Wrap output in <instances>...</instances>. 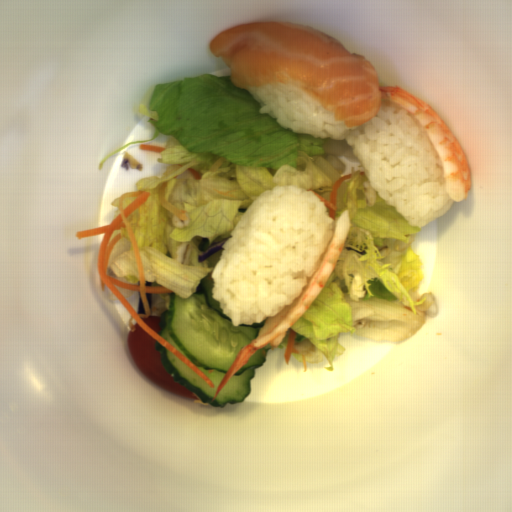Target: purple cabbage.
<instances>
[{
    "mask_svg": "<svg viewBox=\"0 0 512 512\" xmlns=\"http://www.w3.org/2000/svg\"><path fill=\"white\" fill-rule=\"evenodd\" d=\"M149 309L151 311L153 307L152 293H146Z\"/></svg>",
    "mask_w": 512,
    "mask_h": 512,
    "instance_id": "39781b68",
    "label": "purple cabbage"
},
{
    "mask_svg": "<svg viewBox=\"0 0 512 512\" xmlns=\"http://www.w3.org/2000/svg\"><path fill=\"white\" fill-rule=\"evenodd\" d=\"M146 286H152V281H145Z\"/></svg>",
    "mask_w": 512,
    "mask_h": 512,
    "instance_id": "9ea6ddef",
    "label": "purple cabbage"
},
{
    "mask_svg": "<svg viewBox=\"0 0 512 512\" xmlns=\"http://www.w3.org/2000/svg\"><path fill=\"white\" fill-rule=\"evenodd\" d=\"M137 314H146L142 294L138 291Z\"/></svg>",
    "mask_w": 512,
    "mask_h": 512,
    "instance_id": "f65ffa83",
    "label": "purple cabbage"
},
{
    "mask_svg": "<svg viewBox=\"0 0 512 512\" xmlns=\"http://www.w3.org/2000/svg\"><path fill=\"white\" fill-rule=\"evenodd\" d=\"M230 239V238H228ZM228 239H221L211 247H209L207 250H205L201 255L198 256L200 262H204L207 260L211 255L215 254L216 252L223 250L222 244L227 241Z\"/></svg>",
    "mask_w": 512,
    "mask_h": 512,
    "instance_id": "ea28d5fd",
    "label": "purple cabbage"
},
{
    "mask_svg": "<svg viewBox=\"0 0 512 512\" xmlns=\"http://www.w3.org/2000/svg\"><path fill=\"white\" fill-rule=\"evenodd\" d=\"M121 168L127 171L130 169L141 171L143 169V164L138 159H136L130 152L125 151L122 157Z\"/></svg>",
    "mask_w": 512,
    "mask_h": 512,
    "instance_id": "c1f60e8f",
    "label": "purple cabbage"
}]
</instances>
